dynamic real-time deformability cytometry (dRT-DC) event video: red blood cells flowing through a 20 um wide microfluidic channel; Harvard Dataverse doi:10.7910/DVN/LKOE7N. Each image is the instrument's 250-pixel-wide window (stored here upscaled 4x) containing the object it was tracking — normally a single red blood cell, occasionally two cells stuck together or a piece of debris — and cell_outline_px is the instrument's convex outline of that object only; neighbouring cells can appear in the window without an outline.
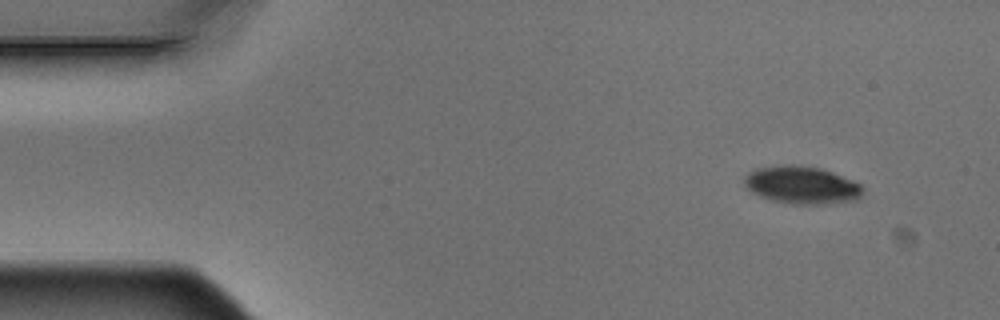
{"species": "Egyptian fruit bat (a non-hibernating species)", "species_latin": "Rousettus aegyptiacus", "temperature_condition": "warm", "stored_images_in_passage": 4, "camera_frame_rate_fps": 3000, "um_per_image_px": 0.085, "animal": {"sex": "male"}, "frame": {"image": 1, "passage_image": 1, "time_ms": 0.0, "image_size_px": [1000, 320], "cell_outline_px": [[864, 192], [856, 200], [816, 204], [792, 204], [772, 200], [760, 196], [752, 192], [744, 184], [744, 176], [748, 172], [756, 168], [784, 164], [792, 164], [820, 168], [832, 172], [852, 180], [860, 184], [864, 188]], "centroid_in_image_um": [68.13, 15.72], "position_along_channel_um": 16.9, "area_um2": 25.95}}
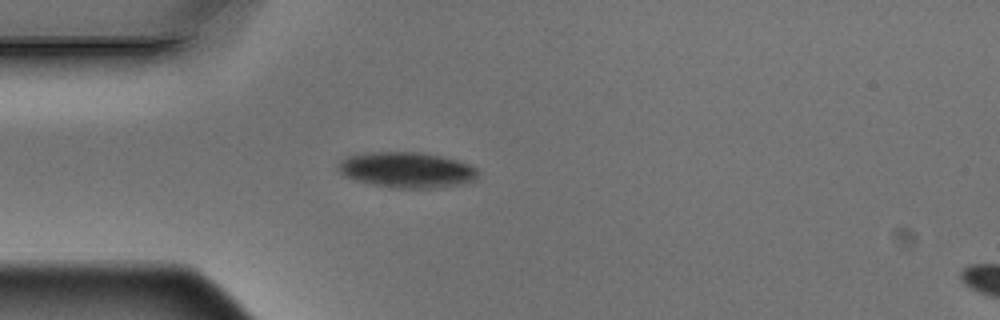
{"frame": {"image": 2, "passage_image": 3, "time_ms": 0.667, "image_size_px": [1000, 320], "cell_outline_px": [[480, 172], [476, 180], [464, 184], [436, 188], [388, 188], [356, 180], [344, 176], [336, 168], [340, 160], [344, 156], [368, 152], [420, 152], [440, 156], [456, 160], [468, 164], [476, 168]], "centroid_in_image_um": [34.57, 14.45], "position_along_channel_um": 50.4, "area_um2": 29.42}}